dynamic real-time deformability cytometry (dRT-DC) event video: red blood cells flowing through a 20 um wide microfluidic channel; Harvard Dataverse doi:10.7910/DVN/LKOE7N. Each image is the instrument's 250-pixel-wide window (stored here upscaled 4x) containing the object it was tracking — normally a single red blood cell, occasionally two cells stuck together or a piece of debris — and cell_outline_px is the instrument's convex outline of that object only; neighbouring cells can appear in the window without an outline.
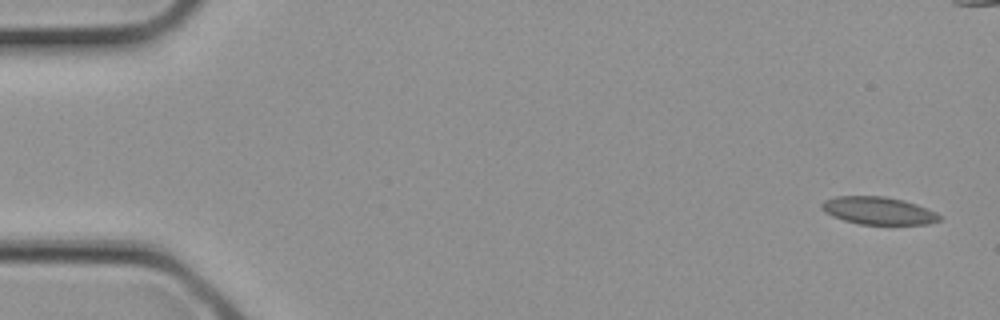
{"species": "common noctule bat (a hibernating species)", "species_latin": "Nyctalus noctula", "temperature_condition": "cold", "stored_images_in_passage": 5, "camera_frame_rate_fps": 3000, "um_per_image_px": 0.085, "animal": {"sex": "female", "body_mass_g": 21.9}, "frame": {"image": 1, "passage_image": 1, "time_ms": 0.0, "image_size_px": [1000, 320], "cell_outline_px": [[940, 220], [928, 224], [860, 224], [844, 220], [832, 216], [824, 212], [820, 208], [820, 204], [824, 200], [836, 196], [884, 196], [904, 200], [916, 204], [936, 212], [940, 216]], "centroid_in_image_um": [74.62, 17.9], "position_along_channel_um": 10.4, "area_um2": 18.96}}